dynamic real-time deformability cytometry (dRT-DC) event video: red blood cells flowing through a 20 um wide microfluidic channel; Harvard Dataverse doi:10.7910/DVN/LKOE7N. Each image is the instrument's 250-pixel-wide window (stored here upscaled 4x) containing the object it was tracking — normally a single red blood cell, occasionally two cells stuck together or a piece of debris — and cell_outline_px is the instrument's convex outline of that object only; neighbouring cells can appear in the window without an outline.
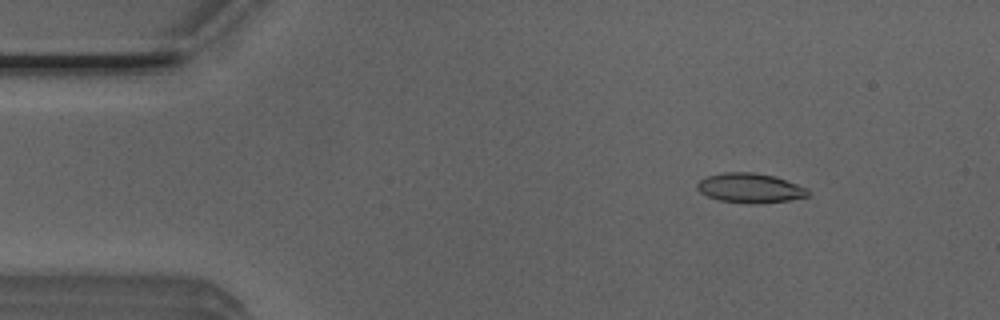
{"species": "Egyptian fruit bat (a non-hibernating species)", "species_latin": "Rousettus aegyptiacus", "temperature_condition": "room temperature", "stored_images_in_passage": 50, "camera_frame_rate_fps": 3000, "um_per_image_px": 0.085, "animal": {"sex": "male"}, "frame": {"image": 1, "passage_image": 5, "time_ms": 1.333, "image_size_px": [1000, 320], "cell_outline_px": [[808, 196], [788, 200], [756, 204], [748, 204], [720, 200], [708, 196], [700, 192], [696, 188], [696, 184], [700, 180], [708, 176], [724, 172], [752, 172], [772, 176], [808, 188]], "centroid_in_image_um": [63.72, 15.99], "position_along_channel_um": 21.3, "area_um2": 18.9}}
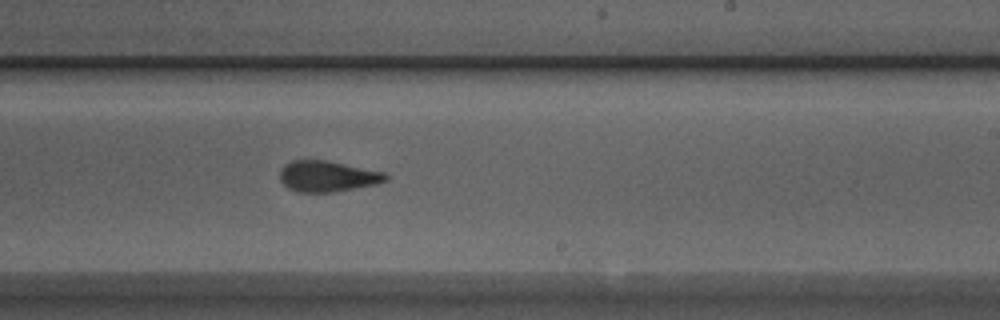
{"frame": {"image": 2, "passage_image": 29, "time_ms": 9.333, "image_size_px": [1000, 320], "cell_outline_px": [[388, 180], [376, 184], [332, 192], [300, 192], [288, 188], [280, 180], [280, 168], [284, 164], [292, 160], [324, 160], [384, 172], [388, 176]], "centroid_in_image_um": [27.8, 14.98], "position_along_channel_um": 261.2, "area_um2": 18.9}}
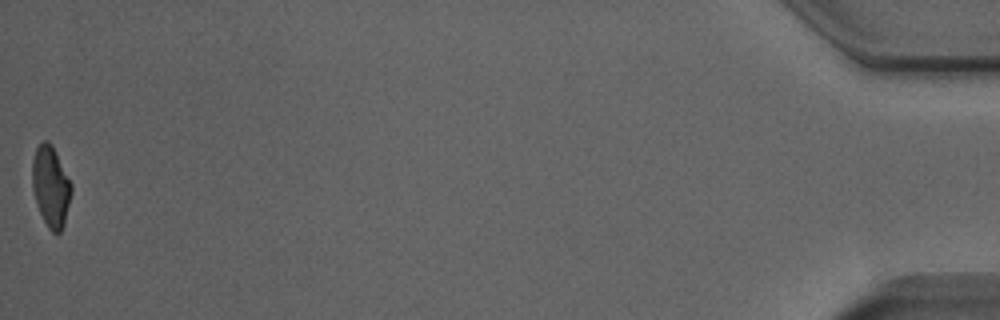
{"frame": {"image": 3, "passage_image": 50, "time_ms": 16.333, "image_size_px": [1000, 320], "cell_outline_px": [[72, 192], [64, 224], [60, 232], [52, 232], [48, 228], [40, 212], [32, 188], [32, 160], [36, 148], [44, 140], [48, 140], [52, 144], [72, 184]], "centroid_in_image_um": [4.32, 15.82], "position_along_channel_um": 430.9, "area_um2": 18.32}, "authors_computed_cell_mechanics": {"area_um2": 19.1896, "velocity_mm_per_s": 3.9522, "shape_relaxation_time_tau1_ms": 7.615, "shape_relaxation_time_tau2_ms": 2.2698, "deformation_change_tau1": 0.2048, "deformation_change_tau2": 0.1018}}